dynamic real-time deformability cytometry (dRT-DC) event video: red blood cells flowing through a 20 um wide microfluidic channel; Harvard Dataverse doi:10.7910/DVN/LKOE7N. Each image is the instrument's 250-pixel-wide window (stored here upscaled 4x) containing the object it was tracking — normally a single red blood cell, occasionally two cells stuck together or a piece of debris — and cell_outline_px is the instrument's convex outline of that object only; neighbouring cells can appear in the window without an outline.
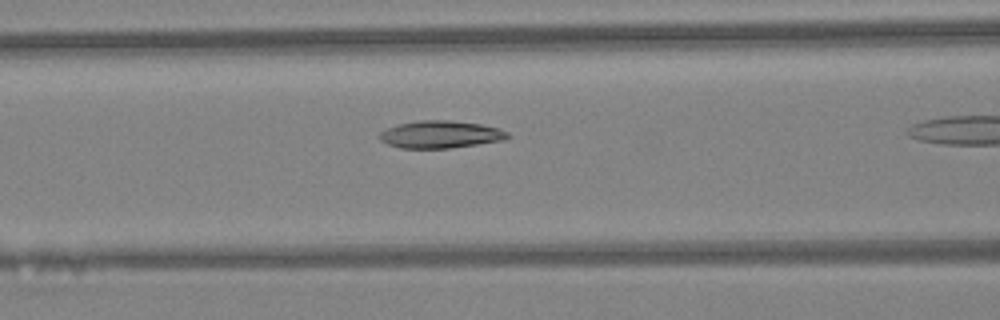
{"species": "Egyptian fruit bat (a non-hibernating species)", "species_latin": "Rousettus aegyptiacus", "temperature_condition": "warm", "stored_images_in_passage": 33, "camera_frame_rate_fps": 3000, "um_per_image_px": 0.085, "animal": {"sex": "female"}, "frame": {"image": 1, "passage_image": 16, "time_ms": 5.0, "image_size_px": [1000, 320], "cell_outline_px": [[512, 136], [504, 140], [452, 148], [400, 148], [388, 144], [380, 140], [380, 132], [388, 128], [400, 124], [420, 120], [448, 120], [480, 124], [500, 128], [508, 132]], "centroid_in_image_um": [37.49, 11.43], "position_along_channel_um": 129.1, "area_um2": 20.4}}
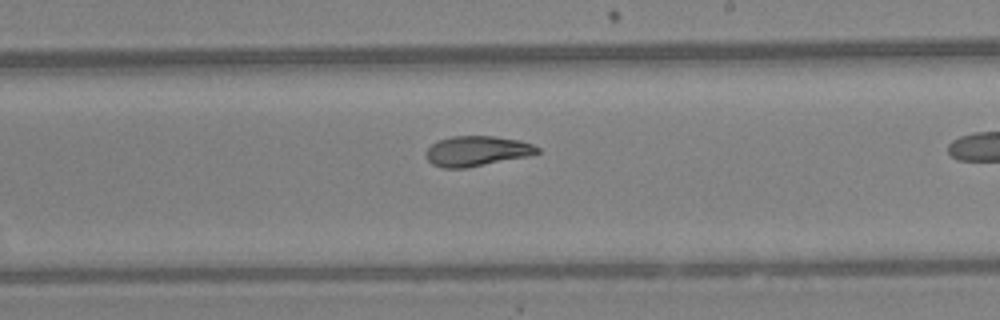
{"frame": {"image": 2, "passage_image": 24, "time_ms": 7.667, "image_size_px": [1000, 320], "cell_outline_px": [[540, 152], [528, 156], [468, 168], [444, 168], [432, 164], [428, 160], [424, 152], [436, 140], [452, 136], [496, 136], [520, 140], [532, 144], [540, 148]], "centroid_in_image_um": [40.52, 12.84], "position_along_channel_um": 248.5, "area_um2": 19.77}}
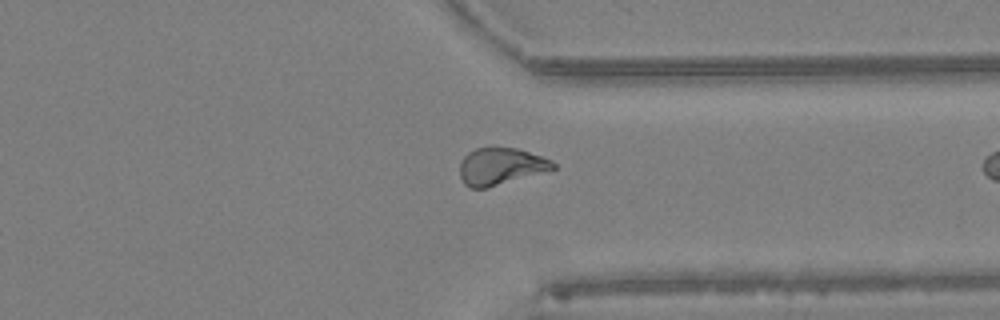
{"frame": {"image": 3, "passage_image": 32, "time_ms": 10.333, "image_size_px": [1000, 320], "cell_outline_px": [[556, 168], [488, 188], [468, 188], [464, 184], [460, 176], [460, 164], [464, 156], [468, 152], [476, 148], [516, 148], [552, 160], [556, 164]], "centroid_in_image_um": [42.53, 14.15], "position_along_channel_um": 368.9, "area_um2": 19.94}}